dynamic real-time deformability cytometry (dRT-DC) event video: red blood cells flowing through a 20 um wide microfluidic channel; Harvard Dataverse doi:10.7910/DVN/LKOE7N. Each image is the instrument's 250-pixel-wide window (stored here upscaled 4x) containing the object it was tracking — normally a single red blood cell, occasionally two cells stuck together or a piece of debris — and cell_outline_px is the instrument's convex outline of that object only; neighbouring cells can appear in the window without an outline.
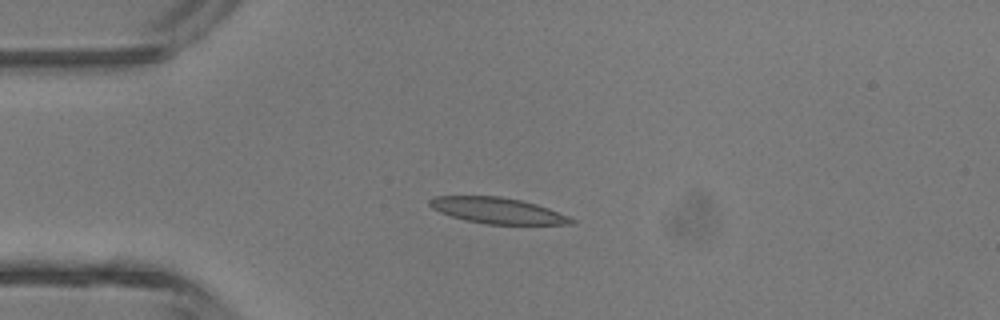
{"species": "common noctule bat (a hibernating species)", "species_latin": "Nyctalus noctula", "temperature_condition": "room temperature", "stored_images_in_passage": 3, "camera_frame_rate_fps": 3000, "um_per_image_px": 0.085, "animal": {"sex": "male", "body_mass_g": 13.3}, "frame": {"image": 1, "passage_image": 3, "time_ms": 3.0, "image_size_px": [1000, 320], "cell_outline_px": [[576, 224], [484, 224], [464, 220], [440, 212], [432, 208], [428, 204], [428, 200], [436, 196], [500, 196], [520, 200], [536, 204], [548, 208], [568, 216], [576, 220]], "centroid_in_image_um": [42.28, 17.9], "position_along_channel_um": 42.7, "area_um2": 21.39}}